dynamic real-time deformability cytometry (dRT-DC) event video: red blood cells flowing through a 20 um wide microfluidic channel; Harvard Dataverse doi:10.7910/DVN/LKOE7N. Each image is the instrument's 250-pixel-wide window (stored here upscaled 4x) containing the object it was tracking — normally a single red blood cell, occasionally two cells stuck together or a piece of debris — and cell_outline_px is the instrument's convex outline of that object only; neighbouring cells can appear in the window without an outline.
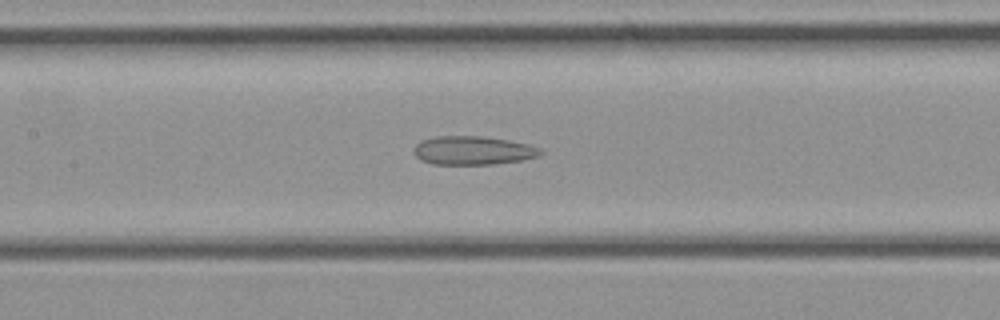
{"species": "common noctule bat (a hibernating species)", "species_latin": "Nyctalus noctula", "temperature_condition": "cold", "stored_images_in_passage": 30, "camera_frame_rate_fps": 3000, "um_per_image_px": 0.085, "animal": {"sex": "female", "body_mass_g": 21.9}, "frame": {"image": 1, "passage_image": 15, "time_ms": 4.667, "image_size_px": [1000, 320], "cell_outline_px": [[544, 152], [540, 156], [520, 160], [492, 164], [432, 164], [420, 160], [412, 152], [412, 148], [420, 140], [436, 136], [484, 136], [508, 140], [528, 144], [540, 148]], "centroid_in_image_um": [40.17, 12.78], "position_along_channel_um": 167.2, "area_um2": 21.33}}
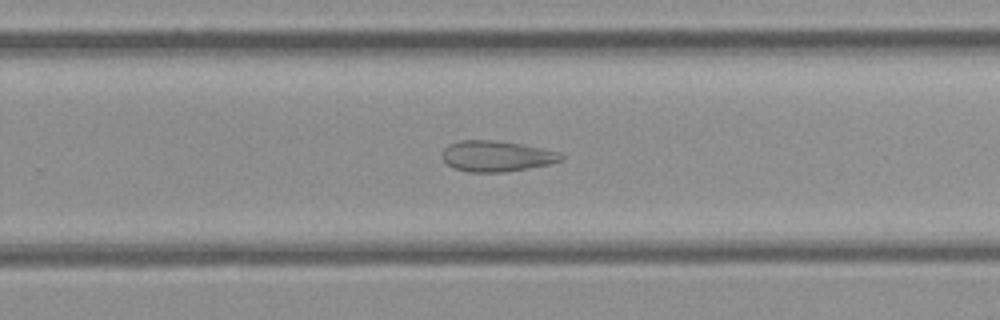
{"frame": {"image": 2, "passage_image": 21, "time_ms": 6.667, "image_size_px": [1000, 320], "cell_outline_px": [[564, 160], [548, 164], [528, 168], [504, 172], [468, 172], [452, 168], [440, 156], [444, 148], [448, 144], [460, 140], [496, 140], [524, 144], [560, 152], [564, 156]], "centroid_in_image_um": [42.19, 13.26], "position_along_channel_um": 287.6, "area_um2": 21.62}}
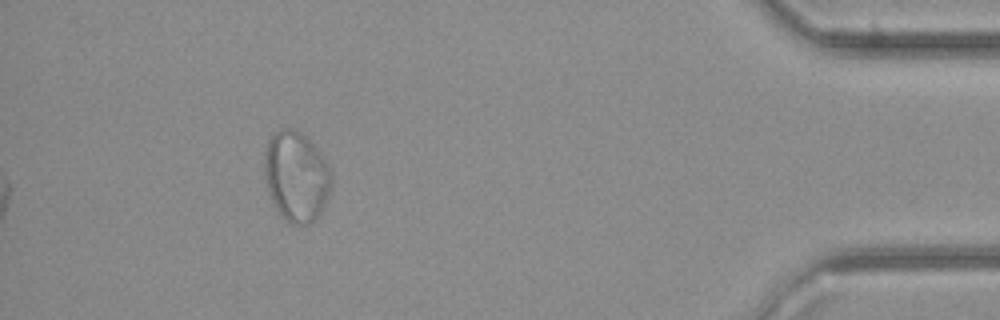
{"frame": {"image": 3, "passage_image": 30, "time_ms": 9.667, "image_size_px": [1000, 320], "cell_outline_px": [[332, 180], [324, 204], [320, 212], [308, 224], [292, 224], [276, 208], [268, 192], [264, 172], [264, 152], [268, 140], [272, 132], [280, 128], [292, 128], [300, 132], [320, 152], [328, 164], [332, 172]], "centroid_in_image_um": [25.16, 14.94], "position_along_channel_um": 410.0, "area_um2": 34.91}}